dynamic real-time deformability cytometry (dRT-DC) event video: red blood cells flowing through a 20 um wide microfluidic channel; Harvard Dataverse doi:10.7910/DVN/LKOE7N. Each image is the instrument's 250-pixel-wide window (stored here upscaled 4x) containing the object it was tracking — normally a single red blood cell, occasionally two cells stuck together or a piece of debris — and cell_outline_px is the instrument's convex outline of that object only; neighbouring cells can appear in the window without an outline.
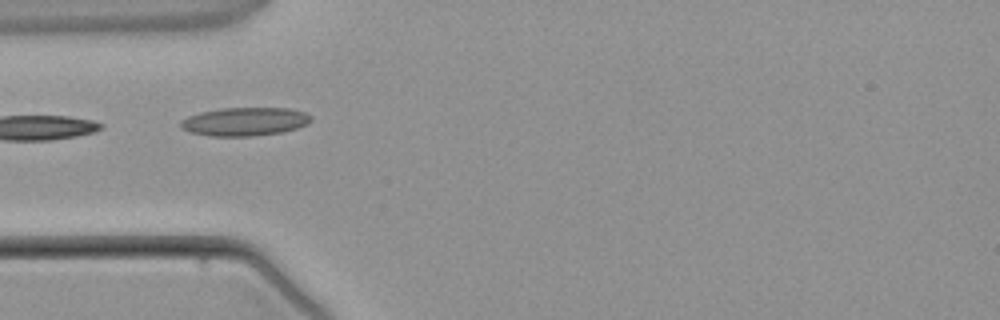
{"species": "common noctule bat (a hibernating species)", "species_latin": "Nyctalus noctula", "temperature_condition": "warm", "stored_images_in_passage": 3, "camera_frame_rate_fps": 3000, "um_per_image_px": 0.085, "animal": {"sex": "male", "body_mass_g": 21.5, "forearm_length_mm": 52.0}, "frame": {"image": 1, "passage_image": 3, "time_ms": 3.333, "image_size_px": [1000, 320], "cell_outline_px": [[312, 120], [308, 124], [284, 132], [252, 136], [212, 136], [192, 132], [180, 128], [180, 120], [188, 116], [200, 112], [220, 108], [288, 108], [304, 112], [312, 116]], "centroid_in_image_um": [20.81, 10.33], "position_along_channel_um": 64.2, "area_um2": 21.68}}